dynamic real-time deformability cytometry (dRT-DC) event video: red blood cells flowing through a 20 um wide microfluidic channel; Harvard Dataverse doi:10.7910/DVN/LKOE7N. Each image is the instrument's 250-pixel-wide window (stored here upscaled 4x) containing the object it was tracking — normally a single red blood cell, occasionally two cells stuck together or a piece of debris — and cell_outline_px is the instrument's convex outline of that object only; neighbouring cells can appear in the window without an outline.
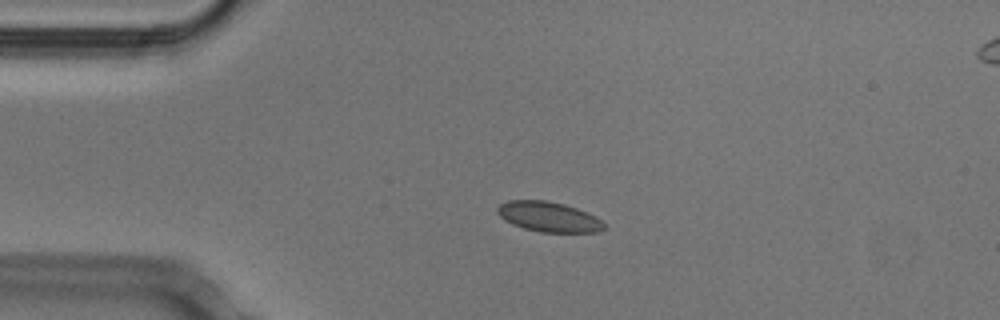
{"species": "Egyptian fruit bat (a non-hibernating species)", "species_latin": "Rousettus aegyptiacus", "temperature_condition": "cold", "stored_images_in_passage": 42, "camera_frame_rate_fps": 3000, "um_per_image_px": 0.085, "animal": {"sex": "male"}, "frame": {"image": 1, "passage_image": 1, "time_ms": 0.0, "image_size_px": [1000, 320], "cell_outline_px": [[604, 228], [596, 232], [540, 232], [524, 228], [512, 224], [504, 220], [496, 212], [496, 208], [500, 204], [508, 200], [544, 200], [564, 204], [588, 212], [596, 216], [604, 224]], "centroid_in_image_um": [46.6, 18.42], "position_along_channel_um": 38.4, "area_um2": 18.67}}
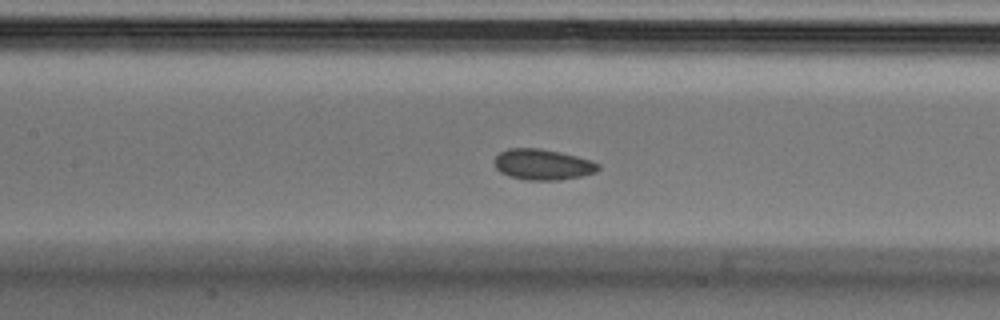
{"frame": {"image": 2, "passage_image": 13, "time_ms": 4.0, "image_size_px": [1000, 320], "cell_outline_px": [[600, 168], [596, 172], [580, 176], [560, 180], [528, 180], [508, 176], [500, 172], [496, 168], [496, 156], [500, 152], [508, 148], [540, 148], [560, 152], [592, 160], [600, 164]], "centroid_in_image_um": [46.15, 13.98], "position_along_channel_um": 161.2, "area_um2": 18.61}}
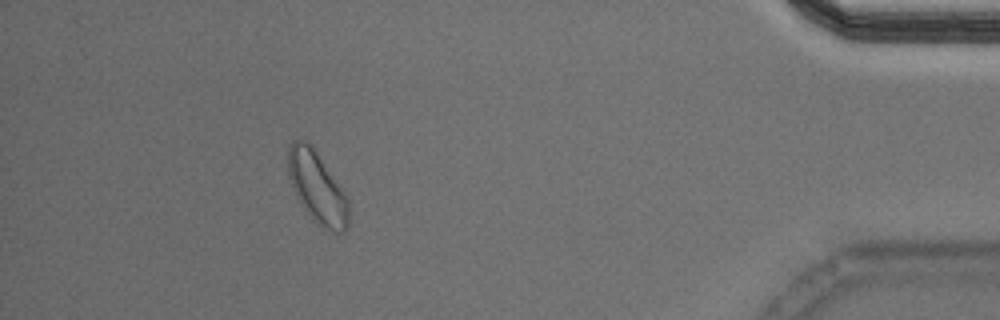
{"frame": {"image": 3, "passage_image": 37, "time_ms": 12.0, "image_size_px": [1000, 320], "cell_outline_px": [[348, 228], [344, 232], [332, 232], [324, 228], [312, 220], [300, 204], [292, 188], [288, 176], [288, 144], [292, 140], [308, 140], [312, 144], [344, 192], [348, 200]], "centroid_in_image_um": [26.93, 15.92], "position_along_channel_um": 408.3, "area_um2": 25.55}, "authors_computed_cell_mechanics": {"area_um2": 18.5827, "velocity_mm_per_s": 3.7661, "shape_relaxation_time_tau1_ms": 2.9109, "shape_relaxation_time_tau2_ms": null, "deformation_change_tau1": 0.04, "deformation_change_tau2": null}}